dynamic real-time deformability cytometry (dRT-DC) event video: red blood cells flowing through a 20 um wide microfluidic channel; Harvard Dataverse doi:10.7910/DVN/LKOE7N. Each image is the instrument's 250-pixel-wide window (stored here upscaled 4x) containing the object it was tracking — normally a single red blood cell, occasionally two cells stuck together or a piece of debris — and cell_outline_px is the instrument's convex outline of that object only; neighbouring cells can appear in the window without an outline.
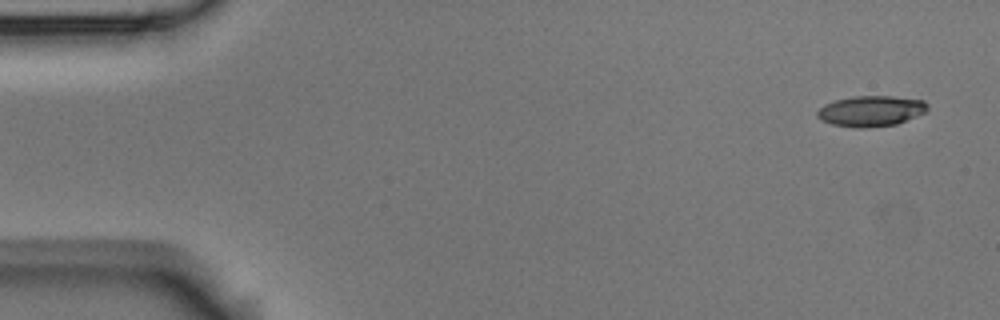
{"species": "Egyptian fruit bat (a non-hibernating species)", "species_latin": "Rousettus aegyptiacus", "temperature_condition": "room temperature", "stored_images_in_passage": 5, "camera_frame_rate_fps": 3000, "um_per_image_px": 0.085, "animal": {"sex": "male"}, "frame": {"image": 1, "passage_image": 1, "time_ms": 0.0, "image_size_px": [1000, 320], "cell_outline_px": [[928, 108], [924, 112], [916, 116], [896, 124], [856, 128], [832, 124], [820, 120], [816, 116], [816, 112], [824, 104], [836, 100], [852, 96], [892, 96], [924, 100], [928, 104]], "centroid_in_image_um": [74.01, 9.43], "position_along_channel_um": 11.0, "area_um2": 19.59}}
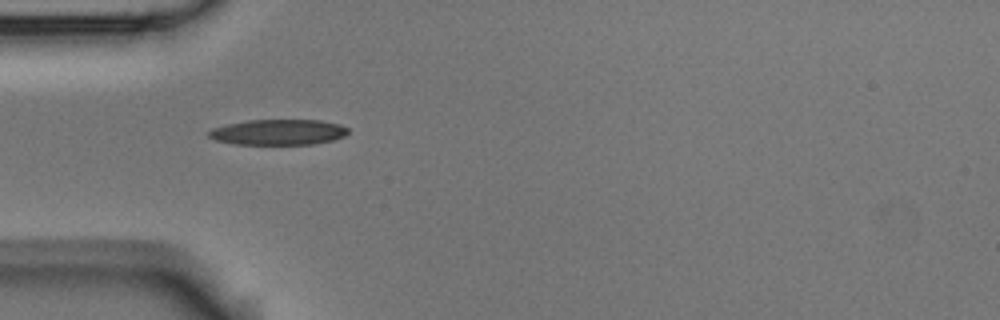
{"frame": {"image": 2, "passage_image": 4, "time_ms": 1.0, "image_size_px": [1000, 320], "cell_outline_px": [[348, 132], [344, 136], [332, 140], [312, 144], [236, 144], [216, 140], [208, 136], [208, 132], [212, 128], [228, 124], [248, 120], [320, 120], [340, 124], [348, 128]], "centroid_in_image_um": [23.66, 11.23], "position_along_channel_um": 61.3, "area_um2": 20.63}}
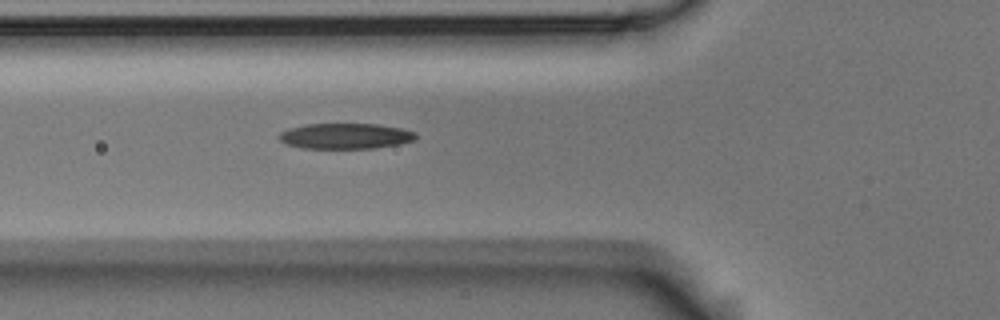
{"frame": {"image": 3, "passage_image": 5, "time_ms": 1.333, "image_size_px": [1000, 320], "cell_outline_px": [[416, 140], [400, 144], [376, 148], [300, 148], [288, 144], [280, 140], [280, 132], [288, 128], [308, 124], [376, 124], [400, 128], [416, 132]], "centroid_in_image_um": [29.39, 11.57], "position_along_channel_um": 96.4, "area_um2": 20.35}}